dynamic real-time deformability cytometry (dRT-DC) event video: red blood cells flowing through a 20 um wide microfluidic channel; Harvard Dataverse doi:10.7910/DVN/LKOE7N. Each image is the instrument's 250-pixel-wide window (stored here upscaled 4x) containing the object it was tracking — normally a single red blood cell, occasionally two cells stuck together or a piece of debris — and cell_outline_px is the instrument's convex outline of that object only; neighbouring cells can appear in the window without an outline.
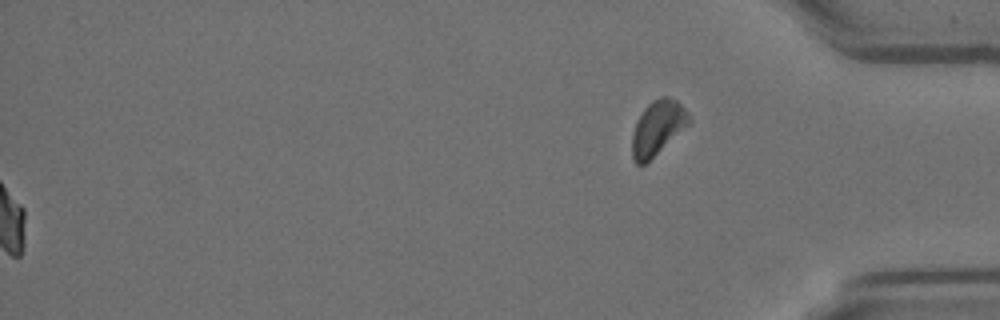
{"species": "Egyptian fruit bat (a non-hibernating species)", "species_latin": "Rousettus aegyptiacus", "temperature_condition": "room temperature", "stored_images_in_passage": 58, "segment_of_instrument_passage": [2, 2], "camera_frame_rate_fps": 3000, "um_per_image_px": 0.085, "animal": {"sex": "female"}, "frame": {"image": 1, "passage_image": 58, "time_ms": 19.0, "image_size_px": [1000, 320], "cell_outline_px": [[692, 120], [688, 124], [644, 164], [636, 164], [632, 156], [632, 132], [636, 120], [644, 108], [652, 100], [660, 96], [668, 96], [676, 100], [688, 112]], "centroid_in_image_um": [55.87, 10.81], "position_along_channel_um": 379.3, "area_um2": 17.74}}